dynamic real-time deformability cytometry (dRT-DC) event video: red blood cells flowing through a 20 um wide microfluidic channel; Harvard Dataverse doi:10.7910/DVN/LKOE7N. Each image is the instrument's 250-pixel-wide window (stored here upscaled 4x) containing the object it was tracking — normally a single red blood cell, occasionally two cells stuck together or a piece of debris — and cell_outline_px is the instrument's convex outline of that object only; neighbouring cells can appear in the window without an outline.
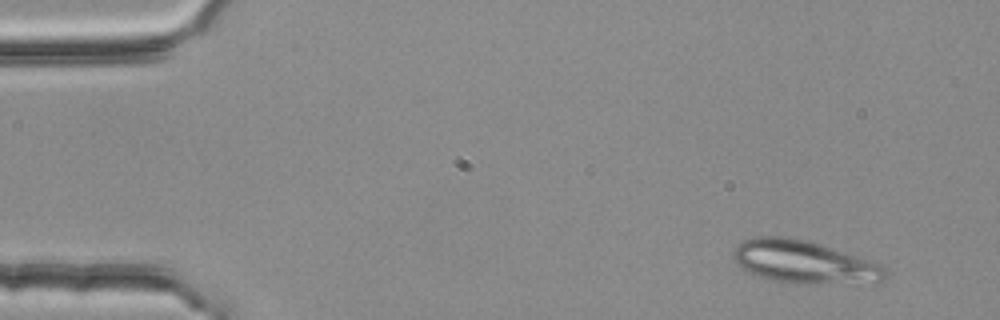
{"species": "common noctule bat (a hibernating species)", "species_latin": "Nyctalus noctula", "temperature_condition": "room temperature", "stored_images_in_passage": 3, "camera_frame_rate_fps": 3000, "um_per_image_px": 0.085, "animal": {"sex": "female", "body_mass_g": 25.1}, "frame": {"image": 1, "passage_image": 1, "time_ms": 0.0, "image_size_px": [1000, 320], "cell_outline_px": [[888, 272], [884, 280], [876, 284], [788, 284], [772, 280], [760, 276], [736, 264], [732, 260], [732, 252], [736, 244], [744, 240], [756, 236], [784, 236], [804, 240], [872, 260], [888, 268]], "centroid_in_image_um": [68.4, 22.3], "position_along_channel_um": 16.6, "area_um2": 38.67}}